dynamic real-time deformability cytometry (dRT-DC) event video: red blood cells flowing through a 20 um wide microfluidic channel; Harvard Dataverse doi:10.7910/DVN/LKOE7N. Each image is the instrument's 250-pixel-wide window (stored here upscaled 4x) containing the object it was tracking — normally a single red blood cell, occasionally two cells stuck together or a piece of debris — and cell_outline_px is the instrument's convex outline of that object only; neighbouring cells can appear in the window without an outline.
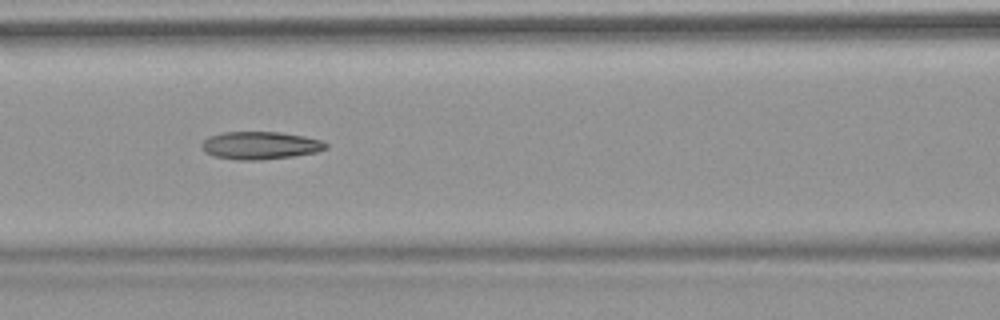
{"species": "common noctule bat (a hibernating species)", "species_latin": "Nyctalus noctula", "temperature_condition": "warm", "stored_images_in_passage": 8, "camera_frame_rate_fps": 3000, "um_per_image_px": 0.085, "animal": {"sex": "female", "body_mass_g": 18.4}, "frame": {"image": 1, "passage_image": 7, "time_ms": 6.667, "image_size_px": [1000, 320], "cell_outline_px": [[328, 148], [316, 152], [292, 156], [256, 160], [240, 160], [212, 156], [204, 152], [200, 144], [208, 136], [224, 132], [280, 132], [304, 136], [320, 140], [328, 144]], "centroid_in_image_um": [22.09, 12.36], "position_along_channel_um": 144.5, "area_um2": 20.06}}